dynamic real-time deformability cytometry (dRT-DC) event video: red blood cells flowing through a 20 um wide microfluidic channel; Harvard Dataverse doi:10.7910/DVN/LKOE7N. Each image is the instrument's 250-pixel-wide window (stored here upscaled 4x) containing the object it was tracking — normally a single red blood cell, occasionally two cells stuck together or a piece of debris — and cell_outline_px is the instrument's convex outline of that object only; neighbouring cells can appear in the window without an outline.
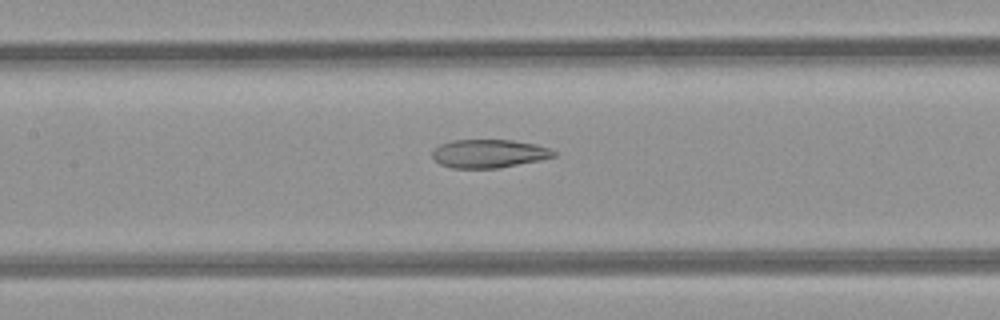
{"species": "common noctule bat (a hibernating species)", "species_latin": "Nyctalus noctula", "temperature_condition": "room temperature", "stored_images_in_passage": 32, "camera_frame_rate_fps": 3000, "um_per_image_px": 0.085, "animal": {"sex": "female", "body_mass_g": 21.9}, "frame": {"image": 1, "passage_image": 15, "time_ms": 4.667, "image_size_px": [1000, 320], "cell_outline_px": [[556, 156], [540, 160], [500, 168], [452, 168], [440, 164], [432, 156], [432, 152], [440, 144], [452, 140], [512, 140], [536, 144], [548, 148], [556, 152]], "centroid_in_image_um": [41.57, 13.06], "position_along_channel_um": 165.8, "area_um2": 20.06}}
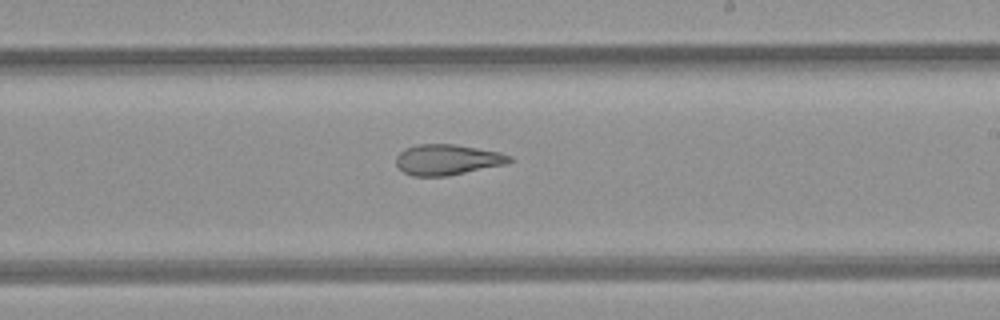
{"frame": {"image": 2, "passage_image": 21, "time_ms": 6.667, "image_size_px": [1000, 320], "cell_outline_px": [[512, 160], [504, 164], [448, 176], [412, 176], [404, 172], [396, 164], [396, 156], [404, 148], [416, 144], [452, 144], [500, 152], [512, 156]], "centroid_in_image_um": [37.99, 13.57], "position_along_channel_um": 251.0, "area_um2": 20.11}}
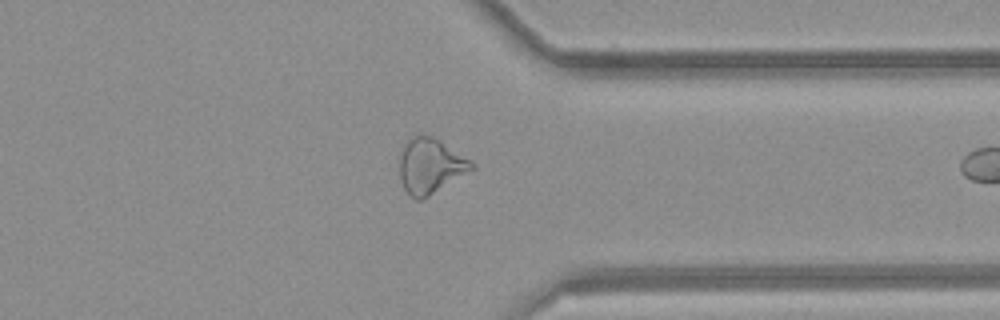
{"frame": {"image": 3, "passage_image": 30, "time_ms": 9.667, "image_size_px": [1000, 320], "cell_outline_px": [[476, 168], [428, 196], [420, 200], [416, 200], [404, 188], [400, 180], [400, 152], [404, 144], [416, 132], [420, 132], [432, 136], [440, 140], [476, 164]], "centroid_in_image_um": [36.57, 14.06], "position_along_channel_um": 374.8, "area_um2": 23.29}}